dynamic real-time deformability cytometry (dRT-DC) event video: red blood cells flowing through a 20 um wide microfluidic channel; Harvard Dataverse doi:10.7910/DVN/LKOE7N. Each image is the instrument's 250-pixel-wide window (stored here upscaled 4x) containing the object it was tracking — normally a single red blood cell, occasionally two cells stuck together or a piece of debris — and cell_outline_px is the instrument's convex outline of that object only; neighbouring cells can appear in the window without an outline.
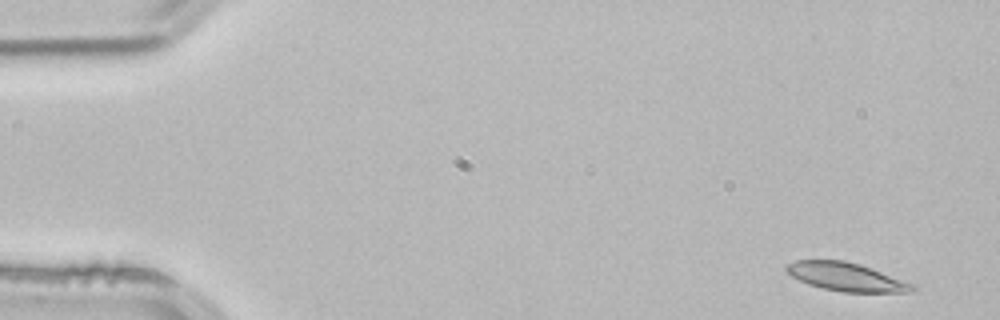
{"species": "common noctule bat (a hibernating species)", "species_latin": "Nyctalus noctula", "temperature_condition": "room temperature", "stored_images_in_passage": 4, "camera_frame_rate_fps": 3000, "um_per_image_px": 0.085, "animal": {"sex": "male", "body_mass_g": 21.5, "forearm_length_mm": 52.0}, "frame": {"image": 1, "passage_image": 1, "time_ms": 0.0, "image_size_px": [1000, 320], "cell_outline_px": [[916, 288], [912, 292], [844, 292], [824, 288], [808, 284], [792, 276], [784, 268], [788, 264], [796, 260], [844, 260], [860, 264], [872, 268], [916, 284]], "centroid_in_image_um": [71.98, 23.53], "position_along_channel_um": 13.0, "area_um2": 20.81}}
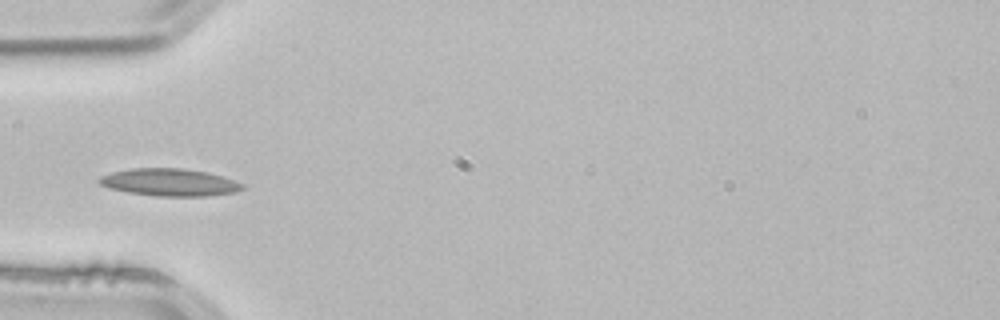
{"frame": {"image": 2, "passage_image": 4, "time_ms": 1.0, "image_size_px": [1000, 320], "cell_outline_px": [[244, 188], [236, 192], [208, 196], [156, 196], [128, 192], [108, 188], [100, 184], [96, 180], [100, 176], [112, 172], [132, 168], [184, 168], [208, 172], [224, 176], [244, 184]], "centroid_in_image_um": [14.42, 15.49], "position_along_channel_um": 70.6, "area_um2": 23.06}}